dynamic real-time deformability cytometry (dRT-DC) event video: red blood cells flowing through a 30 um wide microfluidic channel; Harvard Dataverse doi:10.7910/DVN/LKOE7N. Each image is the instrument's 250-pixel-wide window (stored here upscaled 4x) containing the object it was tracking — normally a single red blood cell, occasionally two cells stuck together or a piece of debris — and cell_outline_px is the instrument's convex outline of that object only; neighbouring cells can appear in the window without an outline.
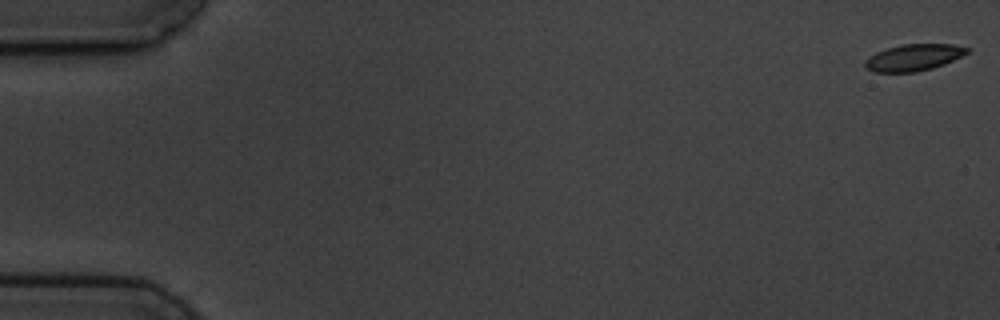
{"species": "common noctule bat (a hibernating species)", "species_latin": "Nyctalus noctula", "temperature_condition": "cold", "stored_images_in_passage": 7, "camera_frame_rate_fps": 3000, "um_per_image_px": 0.085, "animal": {"sex": "male", "body_mass_g": 19.5, "forearm_length_mm": 54.6}, "frame": {"image": 1, "passage_image": 1, "time_ms": 0.0, "image_size_px": [1000, 320], "cell_outline_px": [[968, 52], [944, 64], [932, 68], [916, 72], [872, 72], [864, 68], [864, 60], [876, 52], [888, 48], [904, 44], [952, 44], [968, 48]], "centroid_in_image_um": [77.6, 4.9], "position_along_channel_um": 7.4, "area_um2": 15.72}}
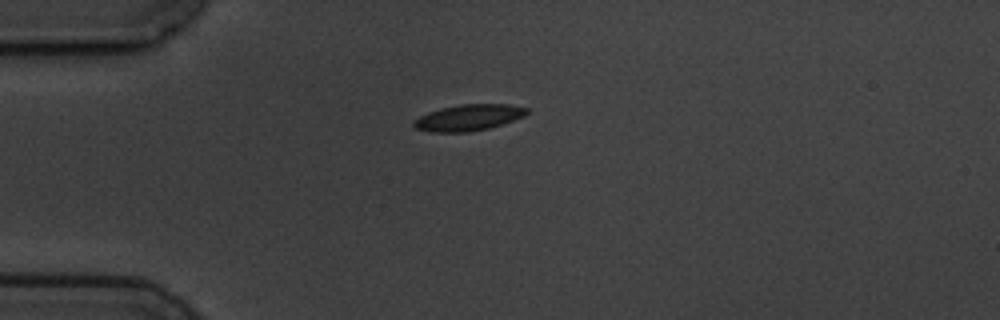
{"frame": {"image": 2, "passage_image": 5, "time_ms": 4.667, "image_size_px": [1000, 320], "cell_outline_px": [[528, 112], [524, 116], [488, 128], [468, 132], [432, 132], [416, 128], [412, 124], [412, 120], [428, 112], [440, 108], [460, 104], [508, 104], [528, 108]], "centroid_in_image_um": [39.79, 9.98], "position_along_channel_um": 45.2, "area_um2": 17.17}}